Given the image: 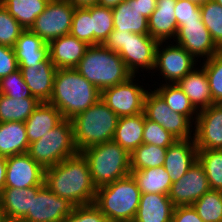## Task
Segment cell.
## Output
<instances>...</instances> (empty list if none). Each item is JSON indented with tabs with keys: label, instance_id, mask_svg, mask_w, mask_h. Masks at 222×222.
Masks as SVG:
<instances>
[{
	"label": "cell",
	"instance_id": "obj_1",
	"mask_svg": "<svg viewBox=\"0 0 222 222\" xmlns=\"http://www.w3.org/2000/svg\"><path fill=\"white\" fill-rule=\"evenodd\" d=\"M45 186L74 206L94 203V185L89 164L81 152L45 169Z\"/></svg>",
	"mask_w": 222,
	"mask_h": 222
},
{
	"label": "cell",
	"instance_id": "obj_2",
	"mask_svg": "<svg viewBox=\"0 0 222 222\" xmlns=\"http://www.w3.org/2000/svg\"><path fill=\"white\" fill-rule=\"evenodd\" d=\"M101 98V91L88 82L75 68L57 69L50 104L63 119H72Z\"/></svg>",
	"mask_w": 222,
	"mask_h": 222
},
{
	"label": "cell",
	"instance_id": "obj_3",
	"mask_svg": "<svg viewBox=\"0 0 222 222\" xmlns=\"http://www.w3.org/2000/svg\"><path fill=\"white\" fill-rule=\"evenodd\" d=\"M100 91L127 81L133 74L121 56L103 45H91L75 68Z\"/></svg>",
	"mask_w": 222,
	"mask_h": 222
},
{
	"label": "cell",
	"instance_id": "obj_4",
	"mask_svg": "<svg viewBox=\"0 0 222 222\" xmlns=\"http://www.w3.org/2000/svg\"><path fill=\"white\" fill-rule=\"evenodd\" d=\"M141 191L132 175L100 186L94 204L108 222H133L139 207Z\"/></svg>",
	"mask_w": 222,
	"mask_h": 222
},
{
	"label": "cell",
	"instance_id": "obj_5",
	"mask_svg": "<svg viewBox=\"0 0 222 222\" xmlns=\"http://www.w3.org/2000/svg\"><path fill=\"white\" fill-rule=\"evenodd\" d=\"M119 117L100 98L71 119L74 144L78 152L112 141Z\"/></svg>",
	"mask_w": 222,
	"mask_h": 222
},
{
	"label": "cell",
	"instance_id": "obj_6",
	"mask_svg": "<svg viewBox=\"0 0 222 222\" xmlns=\"http://www.w3.org/2000/svg\"><path fill=\"white\" fill-rule=\"evenodd\" d=\"M81 153L89 164L91 178L96 188L131 173L130 154L113 140L90 146Z\"/></svg>",
	"mask_w": 222,
	"mask_h": 222
},
{
	"label": "cell",
	"instance_id": "obj_7",
	"mask_svg": "<svg viewBox=\"0 0 222 222\" xmlns=\"http://www.w3.org/2000/svg\"><path fill=\"white\" fill-rule=\"evenodd\" d=\"M158 44L159 41L150 35L113 30L102 45L117 52L127 69L135 75L138 68L154 69Z\"/></svg>",
	"mask_w": 222,
	"mask_h": 222
},
{
	"label": "cell",
	"instance_id": "obj_8",
	"mask_svg": "<svg viewBox=\"0 0 222 222\" xmlns=\"http://www.w3.org/2000/svg\"><path fill=\"white\" fill-rule=\"evenodd\" d=\"M27 153L44 169L76 155L71 119H63L39 140L30 143Z\"/></svg>",
	"mask_w": 222,
	"mask_h": 222
},
{
	"label": "cell",
	"instance_id": "obj_9",
	"mask_svg": "<svg viewBox=\"0 0 222 222\" xmlns=\"http://www.w3.org/2000/svg\"><path fill=\"white\" fill-rule=\"evenodd\" d=\"M74 10L68 0H50L30 30L45 43L70 34Z\"/></svg>",
	"mask_w": 222,
	"mask_h": 222
},
{
	"label": "cell",
	"instance_id": "obj_10",
	"mask_svg": "<svg viewBox=\"0 0 222 222\" xmlns=\"http://www.w3.org/2000/svg\"><path fill=\"white\" fill-rule=\"evenodd\" d=\"M143 113L145 118L158 123L175 138H193L191 120L181 113L172 111L155 90L146 93Z\"/></svg>",
	"mask_w": 222,
	"mask_h": 222
},
{
	"label": "cell",
	"instance_id": "obj_11",
	"mask_svg": "<svg viewBox=\"0 0 222 222\" xmlns=\"http://www.w3.org/2000/svg\"><path fill=\"white\" fill-rule=\"evenodd\" d=\"M73 208L74 205L67 199L54 194L44 185L37 193H30L29 210L19 221L62 222Z\"/></svg>",
	"mask_w": 222,
	"mask_h": 222
},
{
	"label": "cell",
	"instance_id": "obj_12",
	"mask_svg": "<svg viewBox=\"0 0 222 222\" xmlns=\"http://www.w3.org/2000/svg\"><path fill=\"white\" fill-rule=\"evenodd\" d=\"M136 75L127 81L101 91L102 101L120 118L143 112L147 90L133 83Z\"/></svg>",
	"mask_w": 222,
	"mask_h": 222
},
{
	"label": "cell",
	"instance_id": "obj_13",
	"mask_svg": "<svg viewBox=\"0 0 222 222\" xmlns=\"http://www.w3.org/2000/svg\"><path fill=\"white\" fill-rule=\"evenodd\" d=\"M163 43L157 46L154 69L160 70L166 83L176 84L195 68L196 61L183 47L175 44L164 48Z\"/></svg>",
	"mask_w": 222,
	"mask_h": 222
},
{
	"label": "cell",
	"instance_id": "obj_14",
	"mask_svg": "<svg viewBox=\"0 0 222 222\" xmlns=\"http://www.w3.org/2000/svg\"><path fill=\"white\" fill-rule=\"evenodd\" d=\"M45 169L28 153L7 157L5 188L44 186Z\"/></svg>",
	"mask_w": 222,
	"mask_h": 222
},
{
	"label": "cell",
	"instance_id": "obj_15",
	"mask_svg": "<svg viewBox=\"0 0 222 222\" xmlns=\"http://www.w3.org/2000/svg\"><path fill=\"white\" fill-rule=\"evenodd\" d=\"M210 190L204 167L197 161L178 181L172 183L168 193L173 205L188 206Z\"/></svg>",
	"mask_w": 222,
	"mask_h": 222
},
{
	"label": "cell",
	"instance_id": "obj_16",
	"mask_svg": "<svg viewBox=\"0 0 222 222\" xmlns=\"http://www.w3.org/2000/svg\"><path fill=\"white\" fill-rule=\"evenodd\" d=\"M193 138L198 150L222 149V107L215 103L198 111Z\"/></svg>",
	"mask_w": 222,
	"mask_h": 222
},
{
	"label": "cell",
	"instance_id": "obj_17",
	"mask_svg": "<svg viewBox=\"0 0 222 222\" xmlns=\"http://www.w3.org/2000/svg\"><path fill=\"white\" fill-rule=\"evenodd\" d=\"M175 39L177 40L176 44L183 47L194 58H203L204 56V58L209 59L221 51L213 42L202 18L180 25Z\"/></svg>",
	"mask_w": 222,
	"mask_h": 222
},
{
	"label": "cell",
	"instance_id": "obj_18",
	"mask_svg": "<svg viewBox=\"0 0 222 222\" xmlns=\"http://www.w3.org/2000/svg\"><path fill=\"white\" fill-rule=\"evenodd\" d=\"M198 161V148L194 138L177 139L167 148L164 168L171 182L178 181Z\"/></svg>",
	"mask_w": 222,
	"mask_h": 222
},
{
	"label": "cell",
	"instance_id": "obj_19",
	"mask_svg": "<svg viewBox=\"0 0 222 222\" xmlns=\"http://www.w3.org/2000/svg\"><path fill=\"white\" fill-rule=\"evenodd\" d=\"M49 58L57 69L76 68L90 45L71 34L48 43Z\"/></svg>",
	"mask_w": 222,
	"mask_h": 222
},
{
	"label": "cell",
	"instance_id": "obj_20",
	"mask_svg": "<svg viewBox=\"0 0 222 222\" xmlns=\"http://www.w3.org/2000/svg\"><path fill=\"white\" fill-rule=\"evenodd\" d=\"M24 82L30 89L32 96L40 102H48L53 91L54 78L57 68L50 58L31 67H19Z\"/></svg>",
	"mask_w": 222,
	"mask_h": 222
},
{
	"label": "cell",
	"instance_id": "obj_21",
	"mask_svg": "<svg viewBox=\"0 0 222 222\" xmlns=\"http://www.w3.org/2000/svg\"><path fill=\"white\" fill-rule=\"evenodd\" d=\"M177 0H157V6L148 19L149 35L159 42L176 38L178 26L175 18Z\"/></svg>",
	"mask_w": 222,
	"mask_h": 222
},
{
	"label": "cell",
	"instance_id": "obj_22",
	"mask_svg": "<svg viewBox=\"0 0 222 222\" xmlns=\"http://www.w3.org/2000/svg\"><path fill=\"white\" fill-rule=\"evenodd\" d=\"M174 208L167 194L141 193L133 222H172Z\"/></svg>",
	"mask_w": 222,
	"mask_h": 222
},
{
	"label": "cell",
	"instance_id": "obj_23",
	"mask_svg": "<svg viewBox=\"0 0 222 222\" xmlns=\"http://www.w3.org/2000/svg\"><path fill=\"white\" fill-rule=\"evenodd\" d=\"M18 67H31L49 58V45L30 29H25L13 47Z\"/></svg>",
	"mask_w": 222,
	"mask_h": 222
},
{
	"label": "cell",
	"instance_id": "obj_24",
	"mask_svg": "<svg viewBox=\"0 0 222 222\" xmlns=\"http://www.w3.org/2000/svg\"><path fill=\"white\" fill-rule=\"evenodd\" d=\"M62 120L63 117L55 106L49 102H41L25 121L29 144L39 140Z\"/></svg>",
	"mask_w": 222,
	"mask_h": 222
},
{
	"label": "cell",
	"instance_id": "obj_25",
	"mask_svg": "<svg viewBox=\"0 0 222 222\" xmlns=\"http://www.w3.org/2000/svg\"><path fill=\"white\" fill-rule=\"evenodd\" d=\"M178 86L189 97L191 104L198 111L215 104L212 100L210 86L205 69H193L178 83Z\"/></svg>",
	"mask_w": 222,
	"mask_h": 222
},
{
	"label": "cell",
	"instance_id": "obj_26",
	"mask_svg": "<svg viewBox=\"0 0 222 222\" xmlns=\"http://www.w3.org/2000/svg\"><path fill=\"white\" fill-rule=\"evenodd\" d=\"M114 30L149 35L148 19L141 15L136 0H126L112 9Z\"/></svg>",
	"mask_w": 222,
	"mask_h": 222
},
{
	"label": "cell",
	"instance_id": "obj_27",
	"mask_svg": "<svg viewBox=\"0 0 222 222\" xmlns=\"http://www.w3.org/2000/svg\"><path fill=\"white\" fill-rule=\"evenodd\" d=\"M144 113L120 117L117 122L113 141L131 154L143 144Z\"/></svg>",
	"mask_w": 222,
	"mask_h": 222
},
{
	"label": "cell",
	"instance_id": "obj_28",
	"mask_svg": "<svg viewBox=\"0 0 222 222\" xmlns=\"http://www.w3.org/2000/svg\"><path fill=\"white\" fill-rule=\"evenodd\" d=\"M28 149L25 122H0V156L27 153Z\"/></svg>",
	"mask_w": 222,
	"mask_h": 222
},
{
	"label": "cell",
	"instance_id": "obj_29",
	"mask_svg": "<svg viewBox=\"0 0 222 222\" xmlns=\"http://www.w3.org/2000/svg\"><path fill=\"white\" fill-rule=\"evenodd\" d=\"M42 187L3 188L0 192V205L6 218L20 220L29 210L30 193H37Z\"/></svg>",
	"mask_w": 222,
	"mask_h": 222
},
{
	"label": "cell",
	"instance_id": "obj_30",
	"mask_svg": "<svg viewBox=\"0 0 222 222\" xmlns=\"http://www.w3.org/2000/svg\"><path fill=\"white\" fill-rule=\"evenodd\" d=\"M141 193L167 194L172 182L164 166L147 168L142 170H131Z\"/></svg>",
	"mask_w": 222,
	"mask_h": 222
},
{
	"label": "cell",
	"instance_id": "obj_31",
	"mask_svg": "<svg viewBox=\"0 0 222 222\" xmlns=\"http://www.w3.org/2000/svg\"><path fill=\"white\" fill-rule=\"evenodd\" d=\"M40 103L36 97L16 99L0 93V122H25Z\"/></svg>",
	"mask_w": 222,
	"mask_h": 222
},
{
	"label": "cell",
	"instance_id": "obj_32",
	"mask_svg": "<svg viewBox=\"0 0 222 222\" xmlns=\"http://www.w3.org/2000/svg\"><path fill=\"white\" fill-rule=\"evenodd\" d=\"M50 0H0L24 29H30Z\"/></svg>",
	"mask_w": 222,
	"mask_h": 222
},
{
	"label": "cell",
	"instance_id": "obj_33",
	"mask_svg": "<svg viewBox=\"0 0 222 222\" xmlns=\"http://www.w3.org/2000/svg\"><path fill=\"white\" fill-rule=\"evenodd\" d=\"M165 101L172 111L187 116L192 122L196 120L198 110L191 104L189 97L183 92L178 84H162L155 90ZM196 114V117L193 116Z\"/></svg>",
	"mask_w": 222,
	"mask_h": 222
},
{
	"label": "cell",
	"instance_id": "obj_34",
	"mask_svg": "<svg viewBox=\"0 0 222 222\" xmlns=\"http://www.w3.org/2000/svg\"><path fill=\"white\" fill-rule=\"evenodd\" d=\"M167 148L141 144L130 154L131 170H142L164 165Z\"/></svg>",
	"mask_w": 222,
	"mask_h": 222
},
{
	"label": "cell",
	"instance_id": "obj_35",
	"mask_svg": "<svg viewBox=\"0 0 222 222\" xmlns=\"http://www.w3.org/2000/svg\"><path fill=\"white\" fill-rule=\"evenodd\" d=\"M192 206L203 222H222V191L210 189Z\"/></svg>",
	"mask_w": 222,
	"mask_h": 222
},
{
	"label": "cell",
	"instance_id": "obj_36",
	"mask_svg": "<svg viewBox=\"0 0 222 222\" xmlns=\"http://www.w3.org/2000/svg\"><path fill=\"white\" fill-rule=\"evenodd\" d=\"M198 162L204 167L210 189L222 191V149L198 150Z\"/></svg>",
	"mask_w": 222,
	"mask_h": 222
},
{
	"label": "cell",
	"instance_id": "obj_37",
	"mask_svg": "<svg viewBox=\"0 0 222 222\" xmlns=\"http://www.w3.org/2000/svg\"><path fill=\"white\" fill-rule=\"evenodd\" d=\"M201 18L216 46L222 51V6L208 0L200 6Z\"/></svg>",
	"mask_w": 222,
	"mask_h": 222
},
{
	"label": "cell",
	"instance_id": "obj_38",
	"mask_svg": "<svg viewBox=\"0 0 222 222\" xmlns=\"http://www.w3.org/2000/svg\"><path fill=\"white\" fill-rule=\"evenodd\" d=\"M87 9L92 15L94 45H102L114 30L112 9L99 5L87 7Z\"/></svg>",
	"mask_w": 222,
	"mask_h": 222
},
{
	"label": "cell",
	"instance_id": "obj_39",
	"mask_svg": "<svg viewBox=\"0 0 222 222\" xmlns=\"http://www.w3.org/2000/svg\"><path fill=\"white\" fill-rule=\"evenodd\" d=\"M202 67L208 77L210 92L214 103L222 100V51L206 59Z\"/></svg>",
	"mask_w": 222,
	"mask_h": 222
},
{
	"label": "cell",
	"instance_id": "obj_40",
	"mask_svg": "<svg viewBox=\"0 0 222 222\" xmlns=\"http://www.w3.org/2000/svg\"><path fill=\"white\" fill-rule=\"evenodd\" d=\"M70 34L78 40L94 45V32L92 31V15L87 8H75Z\"/></svg>",
	"mask_w": 222,
	"mask_h": 222
},
{
	"label": "cell",
	"instance_id": "obj_41",
	"mask_svg": "<svg viewBox=\"0 0 222 222\" xmlns=\"http://www.w3.org/2000/svg\"><path fill=\"white\" fill-rule=\"evenodd\" d=\"M25 29L0 3V45L14 47Z\"/></svg>",
	"mask_w": 222,
	"mask_h": 222
},
{
	"label": "cell",
	"instance_id": "obj_42",
	"mask_svg": "<svg viewBox=\"0 0 222 222\" xmlns=\"http://www.w3.org/2000/svg\"><path fill=\"white\" fill-rule=\"evenodd\" d=\"M0 93L16 99L34 97L24 82L20 69L0 80Z\"/></svg>",
	"mask_w": 222,
	"mask_h": 222
},
{
	"label": "cell",
	"instance_id": "obj_43",
	"mask_svg": "<svg viewBox=\"0 0 222 222\" xmlns=\"http://www.w3.org/2000/svg\"><path fill=\"white\" fill-rule=\"evenodd\" d=\"M176 140L177 138L166 131L161 125L145 118L143 131L144 144H153L158 147L168 148Z\"/></svg>",
	"mask_w": 222,
	"mask_h": 222
},
{
	"label": "cell",
	"instance_id": "obj_44",
	"mask_svg": "<svg viewBox=\"0 0 222 222\" xmlns=\"http://www.w3.org/2000/svg\"><path fill=\"white\" fill-rule=\"evenodd\" d=\"M62 222H108L106 216L94 204L74 206Z\"/></svg>",
	"mask_w": 222,
	"mask_h": 222
},
{
	"label": "cell",
	"instance_id": "obj_45",
	"mask_svg": "<svg viewBox=\"0 0 222 222\" xmlns=\"http://www.w3.org/2000/svg\"><path fill=\"white\" fill-rule=\"evenodd\" d=\"M175 18L178 27L185 22L198 21L201 18L200 5L190 0H177Z\"/></svg>",
	"mask_w": 222,
	"mask_h": 222
},
{
	"label": "cell",
	"instance_id": "obj_46",
	"mask_svg": "<svg viewBox=\"0 0 222 222\" xmlns=\"http://www.w3.org/2000/svg\"><path fill=\"white\" fill-rule=\"evenodd\" d=\"M18 69L14 48L0 45V80Z\"/></svg>",
	"mask_w": 222,
	"mask_h": 222
},
{
	"label": "cell",
	"instance_id": "obj_47",
	"mask_svg": "<svg viewBox=\"0 0 222 222\" xmlns=\"http://www.w3.org/2000/svg\"><path fill=\"white\" fill-rule=\"evenodd\" d=\"M172 222H203L192 205L176 206L172 215Z\"/></svg>",
	"mask_w": 222,
	"mask_h": 222
},
{
	"label": "cell",
	"instance_id": "obj_48",
	"mask_svg": "<svg viewBox=\"0 0 222 222\" xmlns=\"http://www.w3.org/2000/svg\"><path fill=\"white\" fill-rule=\"evenodd\" d=\"M141 15L149 19L157 6V0H136Z\"/></svg>",
	"mask_w": 222,
	"mask_h": 222
},
{
	"label": "cell",
	"instance_id": "obj_49",
	"mask_svg": "<svg viewBox=\"0 0 222 222\" xmlns=\"http://www.w3.org/2000/svg\"><path fill=\"white\" fill-rule=\"evenodd\" d=\"M7 157L0 156V192L5 188Z\"/></svg>",
	"mask_w": 222,
	"mask_h": 222
},
{
	"label": "cell",
	"instance_id": "obj_50",
	"mask_svg": "<svg viewBox=\"0 0 222 222\" xmlns=\"http://www.w3.org/2000/svg\"><path fill=\"white\" fill-rule=\"evenodd\" d=\"M75 8H87L96 6L99 0H68Z\"/></svg>",
	"mask_w": 222,
	"mask_h": 222
},
{
	"label": "cell",
	"instance_id": "obj_51",
	"mask_svg": "<svg viewBox=\"0 0 222 222\" xmlns=\"http://www.w3.org/2000/svg\"><path fill=\"white\" fill-rule=\"evenodd\" d=\"M124 1L126 0H99L98 5L113 9L115 6L119 5L121 2Z\"/></svg>",
	"mask_w": 222,
	"mask_h": 222
},
{
	"label": "cell",
	"instance_id": "obj_52",
	"mask_svg": "<svg viewBox=\"0 0 222 222\" xmlns=\"http://www.w3.org/2000/svg\"><path fill=\"white\" fill-rule=\"evenodd\" d=\"M5 212L2 210V207L0 205V222H4L6 220Z\"/></svg>",
	"mask_w": 222,
	"mask_h": 222
},
{
	"label": "cell",
	"instance_id": "obj_53",
	"mask_svg": "<svg viewBox=\"0 0 222 222\" xmlns=\"http://www.w3.org/2000/svg\"><path fill=\"white\" fill-rule=\"evenodd\" d=\"M191 2H194V3H196V4H198V5H202V4H204L206 1H208V0H190Z\"/></svg>",
	"mask_w": 222,
	"mask_h": 222
},
{
	"label": "cell",
	"instance_id": "obj_54",
	"mask_svg": "<svg viewBox=\"0 0 222 222\" xmlns=\"http://www.w3.org/2000/svg\"><path fill=\"white\" fill-rule=\"evenodd\" d=\"M4 222H20L19 220L6 219Z\"/></svg>",
	"mask_w": 222,
	"mask_h": 222
},
{
	"label": "cell",
	"instance_id": "obj_55",
	"mask_svg": "<svg viewBox=\"0 0 222 222\" xmlns=\"http://www.w3.org/2000/svg\"><path fill=\"white\" fill-rule=\"evenodd\" d=\"M214 1H216L218 4L222 6V0H214Z\"/></svg>",
	"mask_w": 222,
	"mask_h": 222
},
{
	"label": "cell",
	"instance_id": "obj_56",
	"mask_svg": "<svg viewBox=\"0 0 222 222\" xmlns=\"http://www.w3.org/2000/svg\"><path fill=\"white\" fill-rule=\"evenodd\" d=\"M217 104H219L222 107V100L219 101Z\"/></svg>",
	"mask_w": 222,
	"mask_h": 222
}]
</instances>
